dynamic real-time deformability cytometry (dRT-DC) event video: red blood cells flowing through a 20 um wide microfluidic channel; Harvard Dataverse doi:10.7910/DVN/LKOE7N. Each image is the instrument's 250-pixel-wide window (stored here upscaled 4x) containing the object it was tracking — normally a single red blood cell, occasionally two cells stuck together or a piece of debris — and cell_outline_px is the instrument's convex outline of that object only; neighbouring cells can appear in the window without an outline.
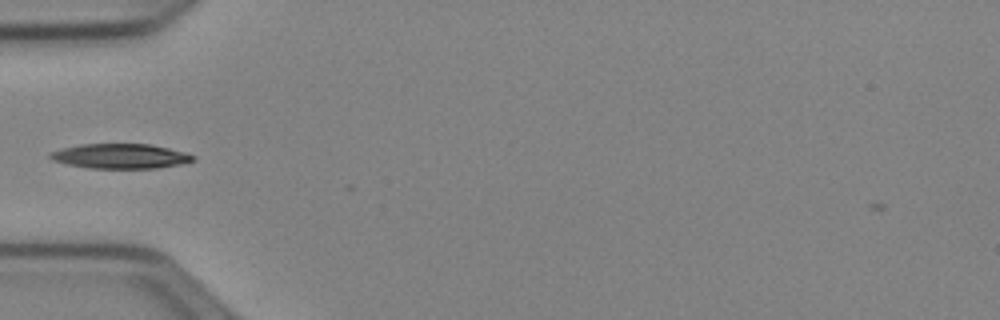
{"species": "Egyptian fruit bat (a non-hibernating species)", "species_latin": "Rousettus aegyptiacus", "temperature_condition": "cold", "stored_images_in_passage": 2, "camera_frame_rate_fps": 3000, "um_per_image_px": 0.085, "animal": {"sex": "female"}, "frame": {"image": 1, "passage_image": 1, "time_ms": 0.0, "image_size_px": [1000, 320], "cell_outline_px": [[196, 160], [180, 164], [156, 168], [88, 168], [68, 164], [52, 160], [48, 156], [48, 152], [80, 144], [152, 144], [184, 152], [196, 156]], "centroid_in_image_um": [10.23, 13.27], "position_along_channel_um": 74.8, "area_um2": 20.63}}